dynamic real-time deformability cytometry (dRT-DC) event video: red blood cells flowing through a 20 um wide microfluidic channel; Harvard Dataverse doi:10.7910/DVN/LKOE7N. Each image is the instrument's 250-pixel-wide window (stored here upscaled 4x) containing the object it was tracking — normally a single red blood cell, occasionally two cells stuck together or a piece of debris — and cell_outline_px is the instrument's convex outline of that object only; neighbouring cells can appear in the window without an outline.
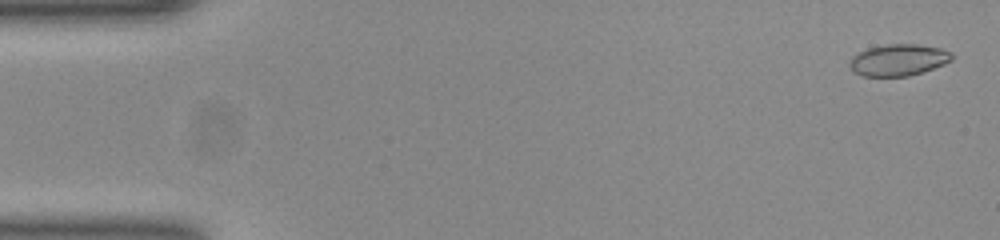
{"species": "common noctule bat (a hibernating species)", "species_latin": "Nyctalus noctula", "temperature_condition": "room temperature", "stored_images_in_passage": 52, "camera_frame_rate_fps": 3000, "um_per_image_px": 0.085, "animal": {"sex": "female", "body_mass_g": 23.0, "forearm_length_mm": 53.4}, "frame": {"image": 1, "passage_image": 1, "time_ms": 0.0, "image_size_px": [1000, 240], "cell_outline_px": [[952, 60], [944, 64], [908, 76], [864, 76], [856, 72], [848, 64], [852, 56], [868, 48], [884, 44], [916, 44], [940, 48], [952, 52]], "centroid_in_image_um": [76.37, 5.08], "position_along_channel_um": 8.6, "area_um2": 18.61}}
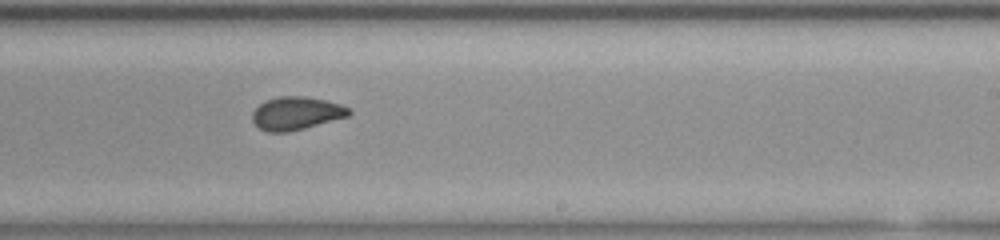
{"frame": {"image": 2, "passage_image": 31, "time_ms": 10.0, "image_size_px": [1000, 240], "cell_outline_px": [[352, 112], [348, 116], [304, 128], [288, 132], [264, 132], [252, 120], [252, 112], [264, 100], [280, 96], [304, 96], [324, 100], [340, 104], [352, 108]], "centroid_in_image_um": [25.18, 9.62], "position_along_channel_um": 263.8, "area_um2": 18.61}}
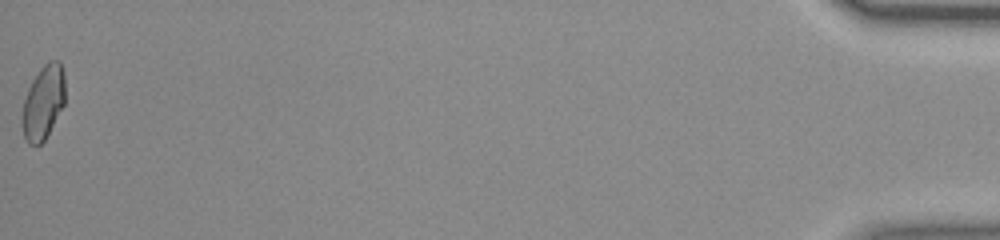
{"frame": {"image": 3, "passage_image": 52, "time_ms": 17.0, "image_size_px": [1000, 240], "cell_outline_px": [[64, 104], [44, 140], [40, 144], [28, 144], [24, 136], [20, 120], [20, 116], [24, 100], [28, 88], [32, 80], [40, 68], [48, 60], [60, 60], [64, 72]], "centroid_in_image_um": [3.65, 8.67], "position_along_channel_um": 431.5, "area_um2": 18.61}, "authors_computed_cell_mechanics": {"area_um2": 18.785, "velocity_mm_per_s": 3.8814, "shape_relaxation_time_tau1_ms": null, "shape_relaxation_time_tau2_ms": 0.8235, "deformation_change_tau1": null, "deformation_change_tau2": 0.0528}}